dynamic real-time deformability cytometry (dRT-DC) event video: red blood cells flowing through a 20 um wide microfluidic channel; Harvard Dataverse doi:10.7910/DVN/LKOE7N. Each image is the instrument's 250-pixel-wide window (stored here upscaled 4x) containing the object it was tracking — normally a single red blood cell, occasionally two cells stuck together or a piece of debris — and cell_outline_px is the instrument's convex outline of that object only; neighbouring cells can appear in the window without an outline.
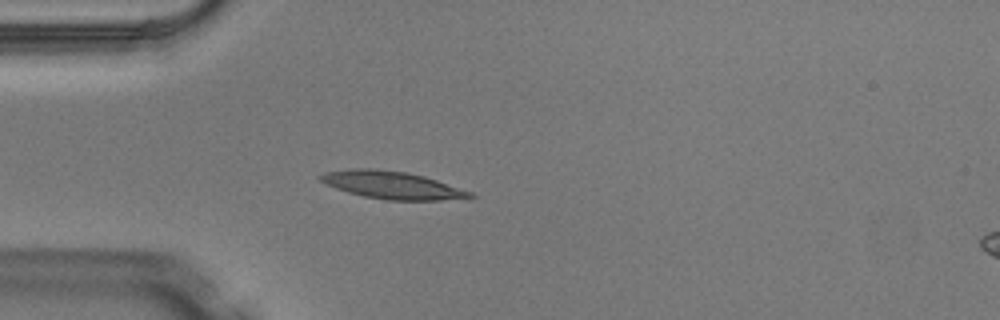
{"species": "Egyptian fruit bat (a non-hibernating species)", "species_latin": "Rousettus aegyptiacus", "temperature_condition": "warm", "stored_images_in_passage": 3, "camera_frame_rate_fps": 3000, "um_per_image_px": 0.085, "animal": {"sex": "male"}, "frame": {"image": 1, "passage_image": 3, "time_ms": 0.667, "image_size_px": [1000, 320], "cell_outline_px": [[476, 196], [472, 200], [384, 200], [364, 196], [348, 192], [336, 188], [320, 180], [316, 176], [324, 172], [356, 168], [372, 168], [404, 172], [424, 176], [472, 192]], "centroid_in_image_um": [33.4, 15.75], "position_along_channel_um": 51.6, "area_um2": 24.16}}